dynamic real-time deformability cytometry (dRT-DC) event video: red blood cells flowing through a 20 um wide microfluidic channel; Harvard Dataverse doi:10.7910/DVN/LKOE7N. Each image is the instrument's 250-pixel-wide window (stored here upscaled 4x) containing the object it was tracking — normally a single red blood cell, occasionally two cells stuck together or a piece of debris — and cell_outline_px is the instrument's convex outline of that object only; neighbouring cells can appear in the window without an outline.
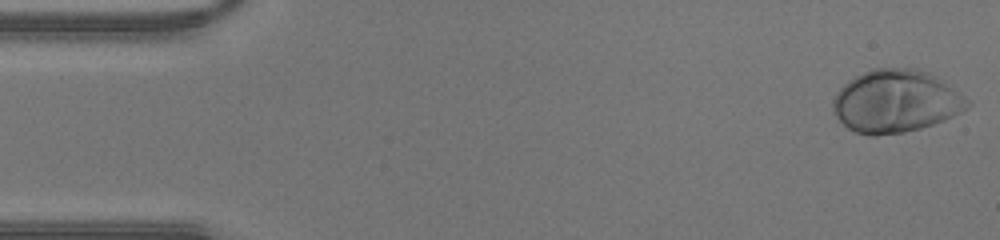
{"species": "human", "species_latin": "Homo sapiens", "temperature_condition": "warm", "stored_images_in_passage": 42, "camera_frame_rate_fps": 3000, "um_per_image_px": 0.085, "donor": {"sex": "male"}, "frame": {"image": 1, "passage_image": 1, "time_ms": 0.0, "image_size_px": [1000, 240], "cell_outline_px": [[972, 104], [968, 108], [944, 120], [920, 128], [904, 132], [876, 136], [872, 136], [856, 132], [848, 128], [832, 112], [832, 100], [836, 92], [848, 80], [872, 68], [916, 68], [928, 72], [960, 92], [972, 100]], "centroid_in_image_um": [76.14, 8.61], "position_along_channel_um": 8.9, "area_um2": 49.25}}
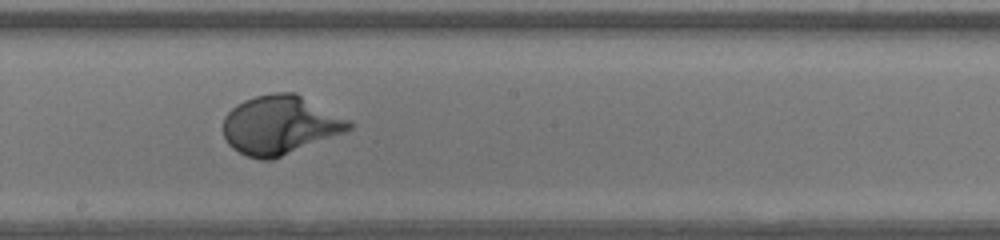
{"frame": {"image": 2, "passage_image": 23, "time_ms": 7.333, "image_size_px": [1000, 240], "cell_outline_px": [[352, 128], [344, 132], [272, 160], [260, 160], [248, 156], [232, 148], [228, 144], [224, 136], [224, 116], [236, 104], [244, 100], [256, 96], [276, 92], [296, 92], [348, 120], [352, 124]], "centroid_in_image_um": [23.77, 10.62], "position_along_channel_um": 224.4, "area_um2": 42.71}}
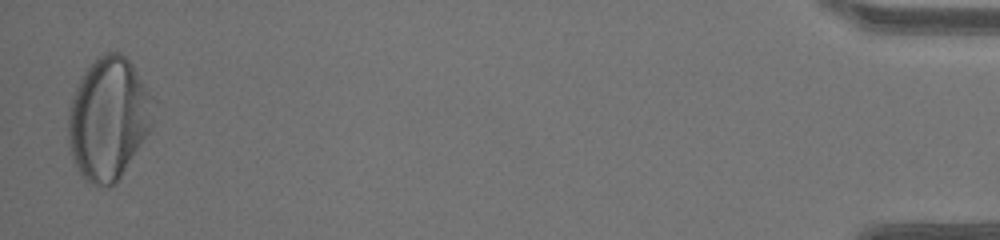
{"frame": {"image": 3, "passage_image": 42, "time_ms": 13.667, "image_size_px": [1000, 240], "cell_outline_px": [[156, 104], [152, 128], [116, 184], [108, 188], [92, 184], [84, 180], [76, 168], [68, 144], [68, 108], [72, 96], [84, 72], [96, 56], [104, 52], [120, 52], [132, 64], [156, 100]], "centroid_in_image_um": [9.24, 10.09], "position_along_channel_um": 426.0, "area_um2": 61.61}}